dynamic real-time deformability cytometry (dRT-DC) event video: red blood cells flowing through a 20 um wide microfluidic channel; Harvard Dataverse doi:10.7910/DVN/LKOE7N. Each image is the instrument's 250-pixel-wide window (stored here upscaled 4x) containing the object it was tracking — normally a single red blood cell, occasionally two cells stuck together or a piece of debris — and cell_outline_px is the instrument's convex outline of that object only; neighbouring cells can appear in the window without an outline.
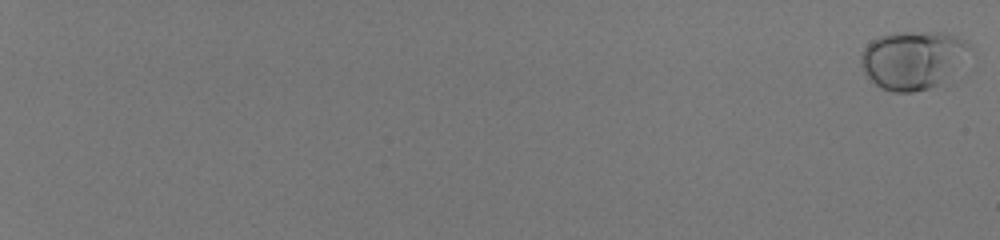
{"species": "human", "species_latin": "Homo sapiens", "temperature_condition": "room temperature", "stored_images_in_passage": 24, "camera_frame_rate_fps": 3000, "um_per_image_px": 0.085, "donor": {"sex": "male"}, "frame": {"image": 1, "passage_image": 1, "time_ms": 0.0, "image_size_px": [1000, 240], "cell_outline_px": [[968, 48], [936, 84], [928, 88], [912, 92], [892, 92], [880, 88], [864, 72], [860, 60], [860, 52], [872, 40], [880, 36], [896, 32], [940, 32], [956, 36], [968, 40]], "centroid_in_image_um": [77.43, 5.05], "position_along_channel_um": 7.6, "area_um2": 35.37}}
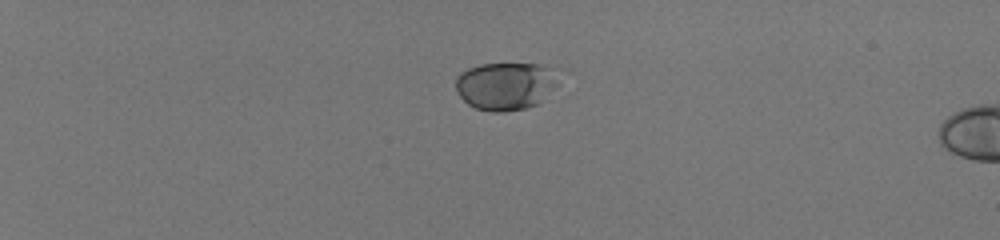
{"frame": {"image": 2, "passage_image": 19, "time_ms": 6.0, "image_size_px": [1000, 240], "cell_outline_px": [[556, 84], [536, 104], [524, 108], [504, 112], [492, 112], [476, 108], [468, 104], [460, 96], [456, 88], [456, 76], [460, 72], [468, 68], [480, 64], [540, 64], [544, 68]], "centroid_in_image_um": [42.81, 7.32], "position_along_channel_um": 42.2, "area_um2": 27.51}}